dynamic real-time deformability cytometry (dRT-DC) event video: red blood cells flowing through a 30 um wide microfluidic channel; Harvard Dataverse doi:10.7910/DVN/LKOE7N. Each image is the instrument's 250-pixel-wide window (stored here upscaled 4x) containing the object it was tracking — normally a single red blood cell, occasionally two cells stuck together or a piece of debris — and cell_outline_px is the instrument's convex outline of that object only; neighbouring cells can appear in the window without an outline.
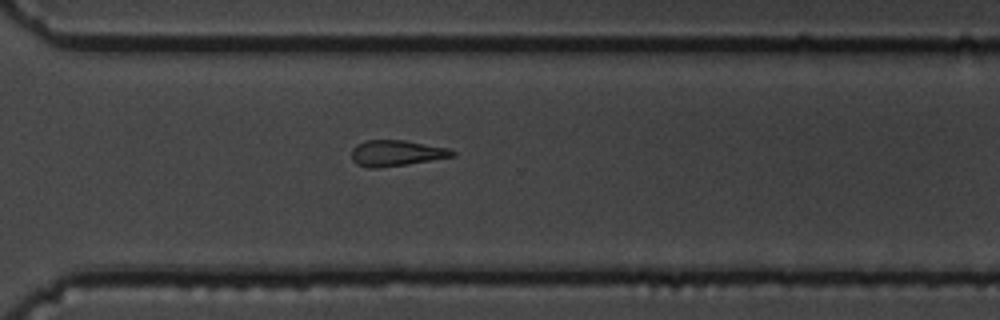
{"species": "common noctule bat (a hibernating species)", "species_latin": "Nyctalus noctula", "temperature_condition": "cold", "stored_images_in_passage": 11, "camera_frame_rate_fps": 3000, "um_per_image_px": 0.085, "animal": {"sex": "male", "body_mass_g": 19.5, "forearm_length_mm": 54.6}, "frame": {"image": 1, "passage_image": 11, "time_ms": 3.333, "image_size_px": [1000, 320], "cell_outline_px": [[456, 156], [408, 164], [380, 168], [368, 168], [356, 164], [352, 160], [352, 148], [356, 144], [364, 140], [404, 140], [448, 148], [456, 152]], "centroid_in_image_um": [33.67, 13.02], "position_along_channel_um": 336.9, "area_um2": 15.37}}